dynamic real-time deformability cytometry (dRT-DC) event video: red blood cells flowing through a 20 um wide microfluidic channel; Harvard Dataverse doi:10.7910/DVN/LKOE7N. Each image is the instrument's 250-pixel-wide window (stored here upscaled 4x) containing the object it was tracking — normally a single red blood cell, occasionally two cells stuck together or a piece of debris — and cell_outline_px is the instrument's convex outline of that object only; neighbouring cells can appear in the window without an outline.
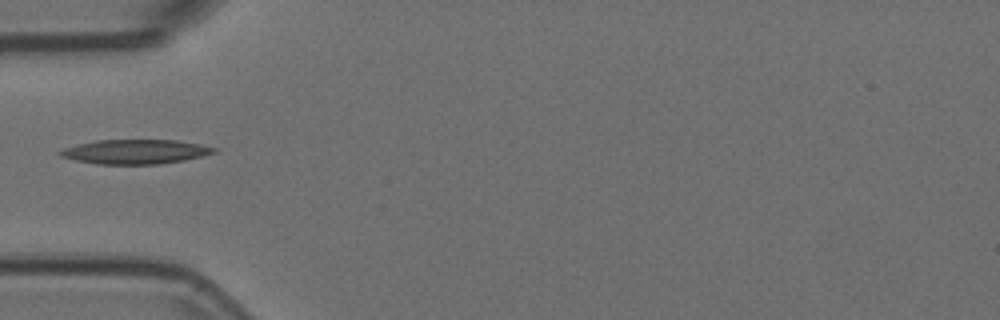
{"species": "Egyptian fruit bat (a non-hibernating species)", "species_latin": "Rousettus aegyptiacus", "temperature_condition": "room temperature", "stored_images_in_passage": 1, "camera_frame_rate_fps": 3000, "um_per_image_px": 0.085, "animal": {"sex": "female"}, "frame": {"image": 1, "passage_image": 1, "time_ms": 0.0, "image_size_px": [1000, 320], "cell_outline_px": [[216, 152], [204, 156], [184, 160], [160, 164], [96, 164], [76, 160], [60, 156], [56, 152], [64, 148], [76, 144], [96, 140], [176, 140], [200, 144], [216, 148]], "centroid_in_image_um": [11.48, 12.89], "position_along_channel_um": 73.5, "area_um2": 21.96}}